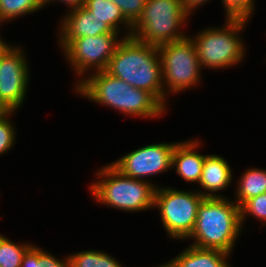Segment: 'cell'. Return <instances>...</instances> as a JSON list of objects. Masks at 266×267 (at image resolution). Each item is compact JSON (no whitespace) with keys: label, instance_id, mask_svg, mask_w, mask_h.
<instances>
[{"label":"cell","instance_id":"cell-24","mask_svg":"<svg viewBox=\"0 0 266 267\" xmlns=\"http://www.w3.org/2000/svg\"><path fill=\"white\" fill-rule=\"evenodd\" d=\"M117 5L125 19L134 26L142 16L147 0H110Z\"/></svg>","mask_w":266,"mask_h":267},{"label":"cell","instance_id":"cell-26","mask_svg":"<svg viewBox=\"0 0 266 267\" xmlns=\"http://www.w3.org/2000/svg\"><path fill=\"white\" fill-rule=\"evenodd\" d=\"M21 267H43L41 264V247L33 245L26 251L22 258Z\"/></svg>","mask_w":266,"mask_h":267},{"label":"cell","instance_id":"cell-21","mask_svg":"<svg viewBox=\"0 0 266 267\" xmlns=\"http://www.w3.org/2000/svg\"><path fill=\"white\" fill-rule=\"evenodd\" d=\"M253 217L259 220L261 227H266V192L246 200L240 206V220L241 226L244 227L246 219Z\"/></svg>","mask_w":266,"mask_h":267},{"label":"cell","instance_id":"cell-29","mask_svg":"<svg viewBox=\"0 0 266 267\" xmlns=\"http://www.w3.org/2000/svg\"><path fill=\"white\" fill-rule=\"evenodd\" d=\"M6 39H0V59L2 55L13 45L11 42H6ZM11 43V44H10Z\"/></svg>","mask_w":266,"mask_h":267},{"label":"cell","instance_id":"cell-11","mask_svg":"<svg viewBox=\"0 0 266 267\" xmlns=\"http://www.w3.org/2000/svg\"><path fill=\"white\" fill-rule=\"evenodd\" d=\"M13 44L0 59V100L18 112L25 103L31 76L27 51Z\"/></svg>","mask_w":266,"mask_h":267},{"label":"cell","instance_id":"cell-5","mask_svg":"<svg viewBox=\"0 0 266 267\" xmlns=\"http://www.w3.org/2000/svg\"><path fill=\"white\" fill-rule=\"evenodd\" d=\"M223 26L206 27L190 36L203 69H228L242 63L247 48L242 33L251 21L241 18H225Z\"/></svg>","mask_w":266,"mask_h":267},{"label":"cell","instance_id":"cell-1","mask_svg":"<svg viewBox=\"0 0 266 267\" xmlns=\"http://www.w3.org/2000/svg\"><path fill=\"white\" fill-rule=\"evenodd\" d=\"M77 95L133 118H160L167 109L148 91L132 87L104 71L90 73L74 89Z\"/></svg>","mask_w":266,"mask_h":267},{"label":"cell","instance_id":"cell-20","mask_svg":"<svg viewBox=\"0 0 266 267\" xmlns=\"http://www.w3.org/2000/svg\"><path fill=\"white\" fill-rule=\"evenodd\" d=\"M28 242H14L0 233V267H21L22 258L32 246Z\"/></svg>","mask_w":266,"mask_h":267},{"label":"cell","instance_id":"cell-8","mask_svg":"<svg viewBox=\"0 0 266 267\" xmlns=\"http://www.w3.org/2000/svg\"><path fill=\"white\" fill-rule=\"evenodd\" d=\"M192 190L170 186L156 188L154 209L158 210L170 240H186L194 229L199 205L205 197L196 188Z\"/></svg>","mask_w":266,"mask_h":267},{"label":"cell","instance_id":"cell-27","mask_svg":"<svg viewBox=\"0 0 266 267\" xmlns=\"http://www.w3.org/2000/svg\"><path fill=\"white\" fill-rule=\"evenodd\" d=\"M211 0H182V6L185 12L191 17L193 12L197 11L198 8H203Z\"/></svg>","mask_w":266,"mask_h":267},{"label":"cell","instance_id":"cell-2","mask_svg":"<svg viewBox=\"0 0 266 267\" xmlns=\"http://www.w3.org/2000/svg\"><path fill=\"white\" fill-rule=\"evenodd\" d=\"M105 71L132 87L148 91L168 109L157 46L143 43L132 36L124 37Z\"/></svg>","mask_w":266,"mask_h":267},{"label":"cell","instance_id":"cell-23","mask_svg":"<svg viewBox=\"0 0 266 267\" xmlns=\"http://www.w3.org/2000/svg\"><path fill=\"white\" fill-rule=\"evenodd\" d=\"M15 114L16 111H12L6 117L0 119V156L8 153L16 144V130L18 129L15 127L13 120L10 119Z\"/></svg>","mask_w":266,"mask_h":267},{"label":"cell","instance_id":"cell-14","mask_svg":"<svg viewBox=\"0 0 266 267\" xmlns=\"http://www.w3.org/2000/svg\"><path fill=\"white\" fill-rule=\"evenodd\" d=\"M203 141L198 138L177 141L172 155V169L185 182L199 184L206 154H200Z\"/></svg>","mask_w":266,"mask_h":267},{"label":"cell","instance_id":"cell-30","mask_svg":"<svg viewBox=\"0 0 266 267\" xmlns=\"http://www.w3.org/2000/svg\"><path fill=\"white\" fill-rule=\"evenodd\" d=\"M12 111L0 100V119L6 117Z\"/></svg>","mask_w":266,"mask_h":267},{"label":"cell","instance_id":"cell-9","mask_svg":"<svg viewBox=\"0 0 266 267\" xmlns=\"http://www.w3.org/2000/svg\"><path fill=\"white\" fill-rule=\"evenodd\" d=\"M121 35L114 31L98 36L76 38L61 51L66 63L77 77L74 88L90 73L104 71L107 68L110 58L124 39Z\"/></svg>","mask_w":266,"mask_h":267},{"label":"cell","instance_id":"cell-12","mask_svg":"<svg viewBox=\"0 0 266 267\" xmlns=\"http://www.w3.org/2000/svg\"><path fill=\"white\" fill-rule=\"evenodd\" d=\"M59 21L58 47L62 51L72 40L86 36H98L113 33L114 30L104 20L94 16L84 6L65 11Z\"/></svg>","mask_w":266,"mask_h":267},{"label":"cell","instance_id":"cell-18","mask_svg":"<svg viewBox=\"0 0 266 267\" xmlns=\"http://www.w3.org/2000/svg\"><path fill=\"white\" fill-rule=\"evenodd\" d=\"M45 8V0H0V25Z\"/></svg>","mask_w":266,"mask_h":267},{"label":"cell","instance_id":"cell-31","mask_svg":"<svg viewBox=\"0 0 266 267\" xmlns=\"http://www.w3.org/2000/svg\"><path fill=\"white\" fill-rule=\"evenodd\" d=\"M154 267V266H153ZM155 267H171L167 262H164V263H162V264H159V265H157V266H155Z\"/></svg>","mask_w":266,"mask_h":267},{"label":"cell","instance_id":"cell-17","mask_svg":"<svg viewBox=\"0 0 266 267\" xmlns=\"http://www.w3.org/2000/svg\"><path fill=\"white\" fill-rule=\"evenodd\" d=\"M241 173L235 184L233 201L240 207L246 200L266 192V170L251 167Z\"/></svg>","mask_w":266,"mask_h":267},{"label":"cell","instance_id":"cell-15","mask_svg":"<svg viewBox=\"0 0 266 267\" xmlns=\"http://www.w3.org/2000/svg\"><path fill=\"white\" fill-rule=\"evenodd\" d=\"M230 254L215 249L195 247L191 244L166 262L171 267H233ZM229 260V261H228Z\"/></svg>","mask_w":266,"mask_h":267},{"label":"cell","instance_id":"cell-22","mask_svg":"<svg viewBox=\"0 0 266 267\" xmlns=\"http://www.w3.org/2000/svg\"><path fill=\"white\" fill-rule=\"evenodd\" d=\"M256 0H221L225 18L251 20L254 15Z\"/></svg>","mask_w":266,"mask_h":267},{"label":"cell","instance_id":"cell-28","mask_svg":"<svg viewBox=\"0 0 266 267\" xmlns=\"http://www.w3.org/2000/svg\"><path fill=\"white\" fill-rule=\"evenodd\" d=\"M63 3L68 10L78 8L84 5L85 0H45V7L50 5L51 3L54 5L55 3Z\"/></svg>","mask_w":266,"mask_h":267},{"label":"cell","instance_id":"cell-25","mask_svg":"<svg viewBox=\"0 0 266 267\" xmlns=\"http://www.w3.org/2000/svg\"><path fill=\"white\" fill-rule=\"evenodd\" d=\"M41 264L43 267H71V263L68 255L64 256V258H58L54 254L45 250V248H41Z\"/></svg>","mask_w":266,"mask_h":267},{"label":"cell","instance_id":"cell-19","mask_svg":"<svg viewBox=\"0 0 266 267\" xmlns=\"http://www.w3.org/2000/svg\"><path fill=\"white\" fill-rule=\"evenodd\" d=\"M68 257L71 267H124L115 257L98 249L71 252Z\"/></svg>","mask_w":266,"mask_h":267},{"label":"cell","instance_id":"cell-6","mask_svg":"<svg viewBox=\"0 0 266 267\" xmlns=\"http://www.w3.org/2000/svg\"><path fill=\"white\" fill-rule=\"evenodd\" d=\"M190 18L183 9L182 0H147L131 36L157 47L181 40L188 36L182 28H187Z\"/></svg>","mask_w":266,"mask_h":267},{"label":"cell","instance_id":"cell-7","mask_svg":"<svg viewBox=\"0 0 266 267\" xmlns=\"http://www.w3.org/2000/svg\"><path fill=\"white\" fill-rule=\"evenodd\" d=\"M162 83L167 98L202 84V68L193 40L187 37L158 46ZM200 82V83H199ZM191 87V88H190Z\"/></svg>","mask_w":266,"mask_h":267},{"label":"cell","instance_id":"cell-3","mask_svg":"<svg viewBox=\"0 0 266 267\" xmlns=\"http://www.w3.org/2000/svg\"><path fill=\"white\" fill-rule=\"evenodd\" d=\"M232 199L205 197L199 205L194 229L186 241L193 240L191 245L195 247L231 255L243 232L240 207Z\"/></svg>","mask_w":266,"mask_h":267},{"label":"cell","instance_id":"cell-13","mask_svg":"<svg viewBox=\"0 0 266 267\" xmlns=\"http://www.w3.org/2000/svg\"><path fill=\"white\" fill-rule=\"evenodd\" d=\"M228 160L217 154H207L204 159L203 169L199 185L201 189H196L203 197L221 198L228 197L221 191L227 190L231 186L233 170ZM227 188V189H226ZM220 192V193H219Z\"/></svg>","mask_w":266,"mask_h":267},{"label":"cell","instance_id":"cell-16","mask_svg":"<svg viewBox=\"0 0 266 267\" xmlns=\"http://www.w3.org/2000/svg\"><path fill=\"white\" fill-rule=\"evenodd\" d=\"M94 16L104 20L115 32L130 37L133 26L125 19L120 8L110 0H85L83 5ZM126 33V34H125Z\"/></svg>","mask_w":266,"mask_h":267},{"label":"cell","instance_id":"cell-10","mask_svg":"<svg viewBox=\"0 0 266 267\" xmlns=\"http://www.w3.org/2000/svg\"><path fill=\"white\" fill-rule=\"evenodd\" d=\"M177 142L151 143L126 153L110 162L123 175L152 183L151 177L169 172L172 169V155Z\"/></svg>","mask_w":266,"mask_h":267},{"label":"cell","instance_id":"cell-4","mask_svg":"<svg viewBox=\"0 0 266 267\" xmlns=\"http://www.w3.org/2000/svg\"><path fill=\"white\" fill-rule=\"evenodd\" d=\"M96 179L88 185L98 204L137 213L154 209L156 187L149 182L123 175L111 163L99 167Z\"/></svg>","mask_w":266,"mask_h":267}]
</instances>
